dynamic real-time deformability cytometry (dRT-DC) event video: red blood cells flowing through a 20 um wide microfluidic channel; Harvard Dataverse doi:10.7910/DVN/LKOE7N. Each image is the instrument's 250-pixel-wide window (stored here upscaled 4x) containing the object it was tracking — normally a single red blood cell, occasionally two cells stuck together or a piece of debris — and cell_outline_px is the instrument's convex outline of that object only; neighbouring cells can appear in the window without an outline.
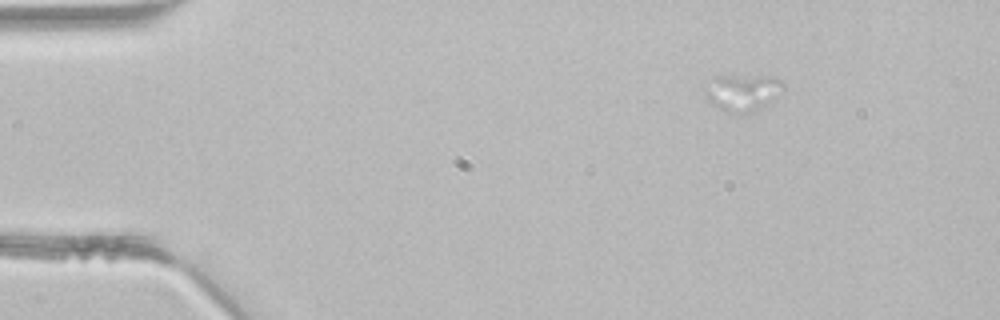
{"species": "common noctule bat (a hibernating species)", "species_latin": "Nyctalus noctula", "temperature_condition": "room temperature", "stored_images_in_passage": 4, "camera_frame_rate_fps": 3000, "um_per_image_px": 0.085, "animal": {"sex": "male", "body_mass_g": 21.5, "forearm_length_mm": 52.0}, "frame": {"image": 1, "passage_image": 2, "time_ms": 0.333, "image_size_px": [1000, 320], "cell_outline_px": [[784, 88], [752, 112], [724, 112], [704, 96], [704, 92], [716, 76], [732, 76], [780, 80], [784, 84]], "centroid_in_image_um": [63.03, 7.88], "position_along_channel_um": 22.0, "area_um2": 15.32}}